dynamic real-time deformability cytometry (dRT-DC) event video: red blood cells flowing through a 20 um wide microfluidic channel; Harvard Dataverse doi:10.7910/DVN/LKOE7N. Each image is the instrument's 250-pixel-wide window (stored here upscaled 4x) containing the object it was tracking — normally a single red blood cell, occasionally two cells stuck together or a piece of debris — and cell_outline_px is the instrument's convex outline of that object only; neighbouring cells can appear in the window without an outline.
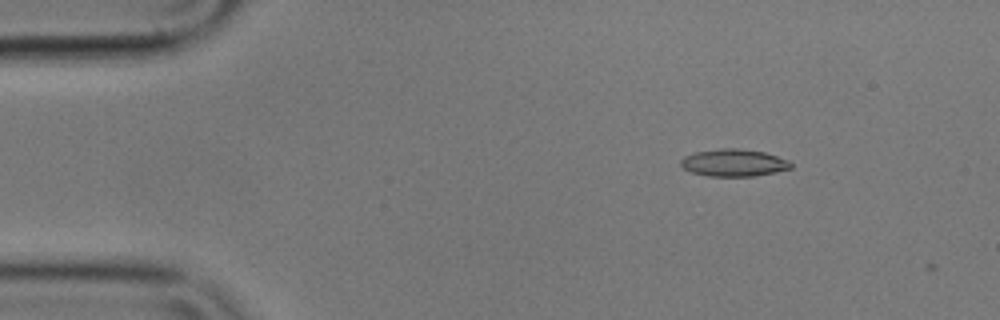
{"species": "common noctule bat (a hibernating species)", "species_latin": "Nyctalus noctula", "temperature_condition": "cold", "stored_images_in_passage": 2, "camera_frame_rate_fps": 3000, "um_per_image_px": 0.085, "animal": {"sex": "male", "body_mass_g": 17.9}, "frame": {"image": 1, "passage_image": 1, "time_ms": 0.0, "image_size_px": [1000, 320], "cell_outline_px": [[792, 168], [776, 172], [752, 176], [708, 176], [692, 172], [684, 168], [680, 164], [680, 160], [684, 156], [696, 152], [720, 148], [736, 148], [764, 152], [788, 160], [792, 164]], "centroid_in_image_um": [62.36, 13.83], "position_along_channel_um": 22.6, "area_um2": 17.4}}